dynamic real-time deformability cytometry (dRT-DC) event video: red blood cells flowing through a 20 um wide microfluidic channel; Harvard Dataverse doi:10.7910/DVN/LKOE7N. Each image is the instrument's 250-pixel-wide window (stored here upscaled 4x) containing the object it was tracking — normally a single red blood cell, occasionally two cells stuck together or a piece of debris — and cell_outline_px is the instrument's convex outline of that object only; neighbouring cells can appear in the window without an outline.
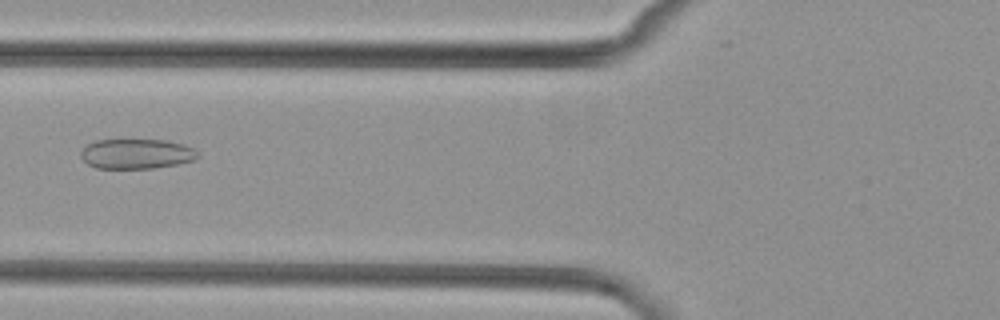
{"species": "common noctule bat (a hibernating species)", "species_latin": "Nyctalus noctula", "temperature_condition": "cold", "stored_images_in_passage": 7, "camera_frame_rate_fps": 3000, "um_per_image_px": 0.085, "animal": {"sex": "female", "body_mass_g": 29.2, "forearm_length_mm": 56.3}, "frame": {"image": 1, "passage_image": 6, "time_ms": 7.0, "image_size_px": [1000, 320], "cell_outline_px": [[200, 156], [196, 160], [156, 168], [96, 168], [88, 164], [80, 156], [80, 152], [88, 144], [96, 140], [168, 140], [184, 144], [196, 148]], "centroid_in_image_um": [11.66, 13.07], "position_along_channel_um": 114.1, "area_um2": 20.58}}
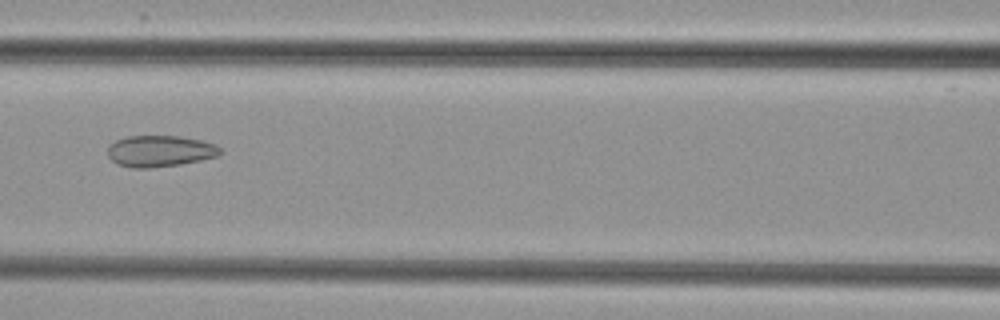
{"frame": {"image": 2, "passage_image": 7, "time_ms": 8.0, "image_size_px": [1000, 320], "cell_outline_px": [[224, 152], [216, 156], [200, 160], [180, 164], [148, 168], [132, 168], [116, 164], [108, 156], [108, 144], [116, 140], [128, 136], [180, 136], [200, 140], [216, 144]], "centroid_in_image_um": [13.58, 12.84], "position_along_channel_um": 153.0, "area_um2": 20.63}}